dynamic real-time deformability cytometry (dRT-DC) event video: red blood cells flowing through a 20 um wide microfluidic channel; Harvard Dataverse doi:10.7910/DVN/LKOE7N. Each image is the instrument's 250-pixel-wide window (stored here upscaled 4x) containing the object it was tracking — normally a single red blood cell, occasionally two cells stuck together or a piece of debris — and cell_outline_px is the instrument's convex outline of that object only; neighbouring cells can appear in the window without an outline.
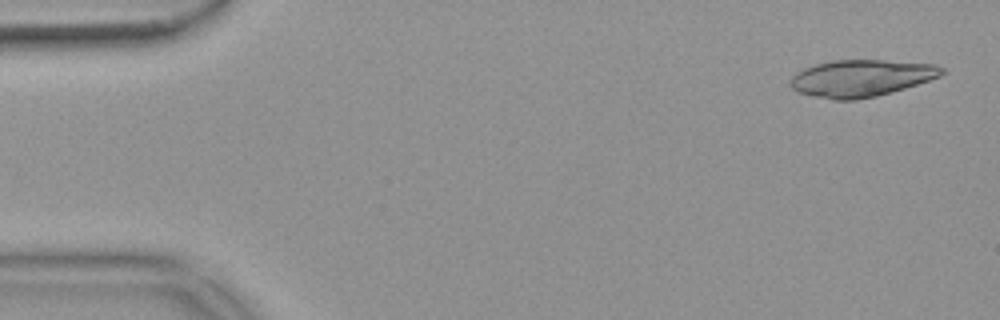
{"species": "common noctule bat (a hibernating species)", "species_latin": "Nyctalus noctula", "temperature_condition": "warm", "stored_images_in_passage": 53, "camera_frame_rate_fps": 3000, "um_per_image_px": 0.085, "animal": {"sex": "female", "body_mass_g": 18.4}, "frame": {"image": 1, "passage_image": 2, "time_ms": 0.333, "image_size_px": [1000, 320], "cell_outline_px": [[948, 72], [940, 76], [892, 92], [876, 96], [856, 100], [832, 100], [812, 96], [796, 92], [788, 84], [788, 80], [796, 72], [804, 68], [816, 64], [832, 60], [884, 60], [936, 64], [944, 68]], "centroid_in_image_um": [73.17, 6.64], "position_along_channel_um": 11.8, "area_um2": 32.89}}